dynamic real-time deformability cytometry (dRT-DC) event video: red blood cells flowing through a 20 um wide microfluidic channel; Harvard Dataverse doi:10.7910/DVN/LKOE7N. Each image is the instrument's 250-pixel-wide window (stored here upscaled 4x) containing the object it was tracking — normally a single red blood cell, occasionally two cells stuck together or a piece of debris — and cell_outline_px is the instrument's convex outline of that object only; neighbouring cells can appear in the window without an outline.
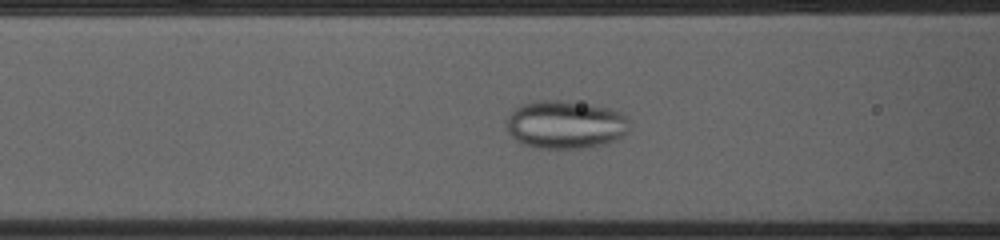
{"species": "common noctule bat (a hibernating species)", "species_latin": "Nyctalus noctula", "temperature_condition": "cold", "stored_images_in_passage": 49, "camera_frame_rate_fps": 3000, "um_per_image_px": 0.085, "animal": {"sex": "female", "body_mass_g": 23.0, "forearm_length_mm": 53.4}, "frame": {"image": 1, "passage_image": 16, "time_ms": 5.0, "image_size_px": [1000, 240], "cell_outline_px": [[628, 132], [624, 136], [616, 140], [604, 144], [580, 148], [532, 148], [520, 144], [508, 132], [508, 116], [520, 104], [536, 100], [560, 100], [608, 108], [620, 112], [628, 120]], "centroid_in_image_um": [48.04, 10.6], "position_along_channel_um": 118.6, "area_um2": 34.45}}
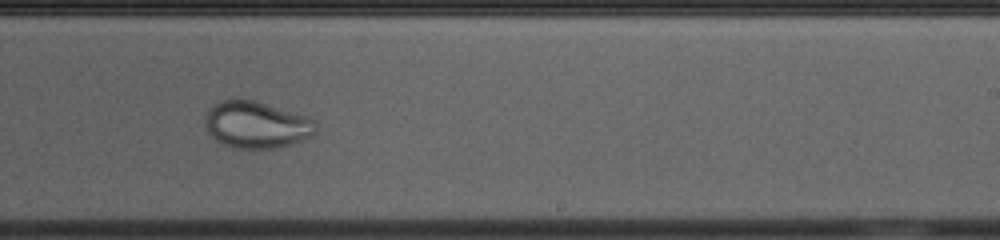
{"frame": {"image": 2, "passage_image": 28, "time_ms": 9.0, "image_size_px": [1000, 240], "cell_outline_px": [[316, 132], [312, 136], [288, 144], [272, 148], [236, 148], [224, 144], [216, 140], [208, 132], [204, 124], [204, 116], [216, 104], [224, 100], [256, 100], [308, 116], [316, 124]], "centroid_in_image_um": [21.8, 10.6], "position_along_channel_um": 267.2, "area_um2": 29.88}}
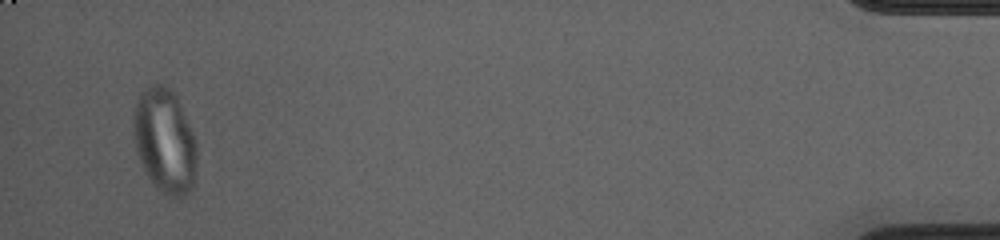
{"frame": {"image": 3, "passage_image": 47, "time_ms": 15.333, "image_size_px": [1000, 240], "cell_outline_px": [[196, 180], [192, 188], [188, 192], [176, 200], [160, 192], [156, 188], [144, 172], [136, 152], [132, 128], [132, 116], [140, 92], [152, 84], [160, 84], [172, 88], [180, 104], [192, 132], [196, 144]], "centroid_in_image_um": [13.98, 12.01], "position_along_channel_um": 421.2, "area_um2": 39.25}}